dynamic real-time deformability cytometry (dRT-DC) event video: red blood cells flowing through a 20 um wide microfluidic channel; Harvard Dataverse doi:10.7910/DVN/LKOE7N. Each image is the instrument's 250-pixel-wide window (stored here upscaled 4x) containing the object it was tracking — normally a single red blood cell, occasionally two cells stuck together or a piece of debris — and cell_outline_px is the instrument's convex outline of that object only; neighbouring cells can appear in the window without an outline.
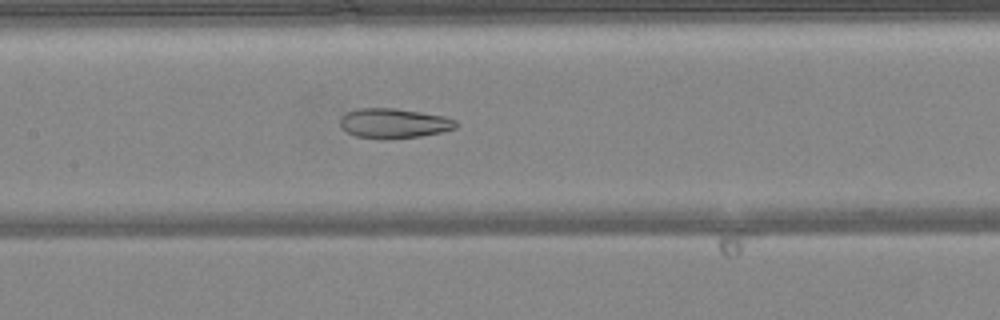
{"species": "common noctule bat (a hibernating species)", "species_latin": "Nyctalus noctula", "temperature_condition": "warm", "stored_images_in_passage": 45, "camera_frame_rate_fps": 3000, "um_per_image_px": 0.085, "animal": {"sex": "female", "body_mass_g": 24.6, "forearm_length_mm": 56.2}, "frame": {"image": 1, "passage_image": 20, "time_ms": 6.333, "image_size_px": [1000, 320], "cell_outline_px": [[460, 124], [456, 128], [440, 132], [420, 136], [356, 136], [348, 132], [340, 124], [340, 116], [348, 112], [360, 108], [396, 108], [444, 116], [456, 120]], "centroid_in_image_um": [33.53, 10.43], "position_along_channel_um": 173.9, "area_um2": 19.25}}
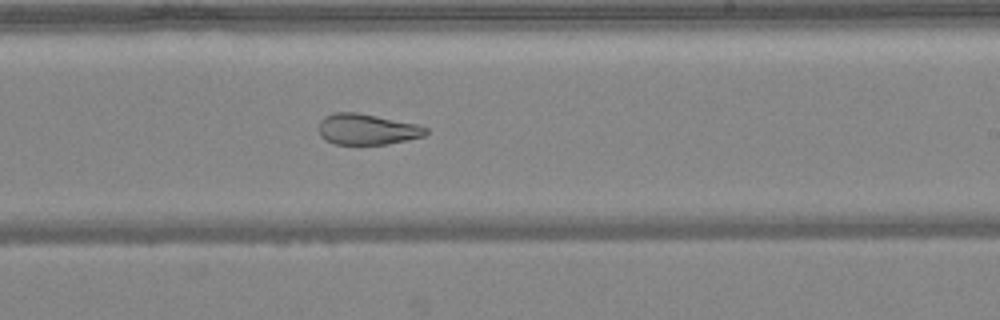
{"frame": {"image": 2, "passage_image": 26, "time_ms": 8.333, "image_size_px": [1000, 320], "cell_outline_px": [[428, 132], [424, 136], [408, 140], [388, 144], [336, 144], [324, 140], [320, 136], [320, 120], [324, 116], [336, 112], [356, 112], [420, 124], [428, 128]], "centroid_in_image_um": [31.23, 10.99], "position_along_channel_um": 257.8, "area_um2": 19.42}}
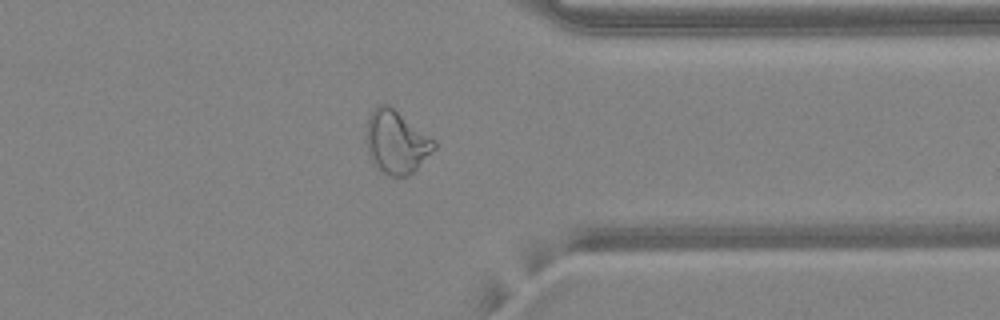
{"frame": {"image": 3, "passage_image": 35, "time_ms": 11.333, "image_size_px": [1000, 320], "cell_outline_px": [[436, 148], [408, 176], [388, 176], [376, 168], [372, 164], [368, 152], [368, 116], [376, 104], [388, 104], [436, 140]], "centroid_in_image_um": [33.69, 12.07], "position_along_channel_um": 377.7, "area_um2": 24.8}, "authors_computed_cell_mechanics": {"area_um2": 25.6054, "velocity_mm_per_s": 4.227, "shape_relaxation_time_tau1_ms": null, "shape_relaxation_time_tau2_ms": 2.4537, "deformation_change_tau1": null, "deformation_change_tau2": 0.1042}}